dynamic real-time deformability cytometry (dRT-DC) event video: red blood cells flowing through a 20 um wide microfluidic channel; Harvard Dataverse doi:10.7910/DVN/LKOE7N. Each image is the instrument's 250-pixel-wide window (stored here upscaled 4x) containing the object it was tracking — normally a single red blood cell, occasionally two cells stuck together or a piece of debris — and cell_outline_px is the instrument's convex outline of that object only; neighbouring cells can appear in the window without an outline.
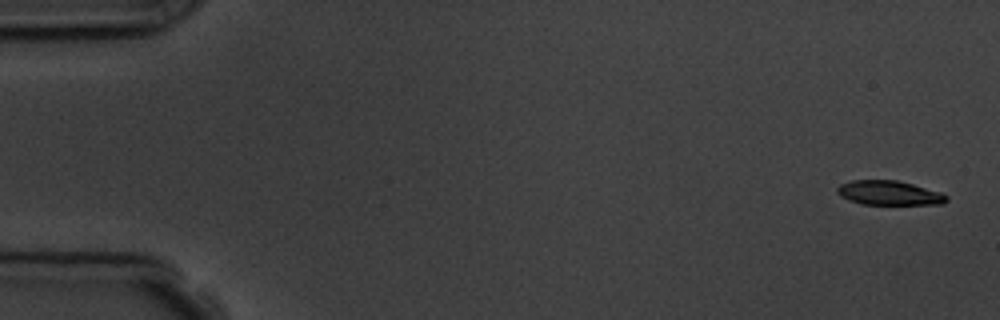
{"species": "common noctule bat (a hibernating species)", "species_latin": "Nyctalus noctula", "temperature_condition": "room temperature", "stored_images_in_passage": 6, "camera_frame_rate_fps": 3000, "um_per_image_px": 0.085, "animal": {"sex": "male", "body_mass_g": 19.5, "forearm_length_mm": 54.6}, "frame": {"image": 1, "passage_image": 1, "time_ms": 0.0, "image_size_px": [1000, 320], "cell_outline_px": [[948, 200], [944, 204], [860, 204], [848, 200], [840, 196], [836, 192], [836, 188], [840, 184], [852, 180], [896, 180], [912, 184], [940, 192], [948, 196]], "centroid_in_image_um": [75.54, 16.4], "position_along_channel_um": 9.5, "area_um2": 15.55}}
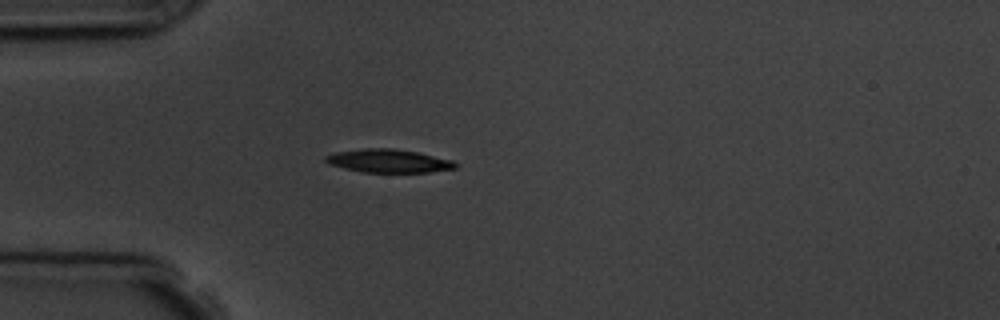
{"frame": {"image": 2, "passage_image": 5, "time_ms": 4.667, "image_size_px": [1000, 320], "cell_outline_px": [[460, 164], [456, 168], [428, 172], [364, 172], [344, 168], [328, 164], [324, 160], [324, 156], [336, 152], [364, 148], [392, 148], [416, 152], [452, 160]], "centroid_in_image_um": [33.02, 13.67], "position_along_channel_um": 52.0, "area_um2": 17.57}}